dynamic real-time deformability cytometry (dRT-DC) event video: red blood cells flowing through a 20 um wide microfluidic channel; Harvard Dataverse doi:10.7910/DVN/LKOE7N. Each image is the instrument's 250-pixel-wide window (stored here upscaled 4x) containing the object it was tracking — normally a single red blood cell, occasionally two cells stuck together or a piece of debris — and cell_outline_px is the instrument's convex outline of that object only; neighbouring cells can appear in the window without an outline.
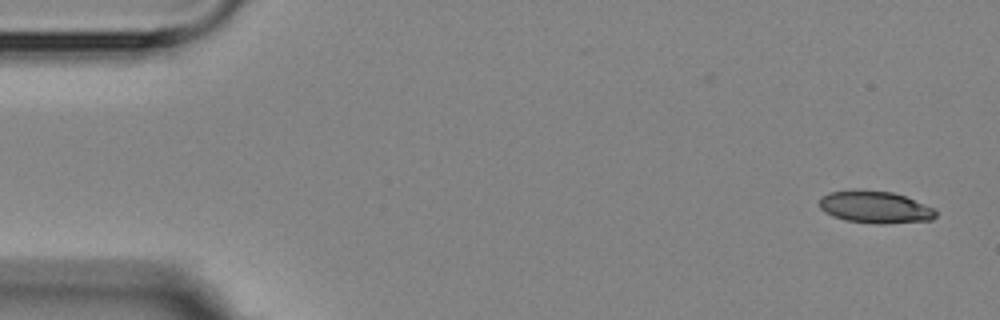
{"species": "Egyptian fruit bat (a non-hibernating species)", "species_latin": "Rousettus aegyptiacus", "temperature_condition": "room temperature", "stored_images_in_passage": 5, "camera_frame_rate_fps": 3000, "um_per_image_px": 0.085, "animal": {"sex": "female"}, "frame": {"image": 1, "passage_image": 1, "time_ms": 0.0, "image_size_px": [1000, 320], "cell_outline_px": [[936, 216], [932, 220], [884, 224], [876, 224], [848, 220], [824, 212], [820, 208], [820, 196], [828, 192], [852, 188], [892, 192], [904, 196], [932, 208], [936, 212]], "centroid_in_image_um": [74.33, 17.58], "position_along_channel_um": 10.7, "area_um2": 21.85}}